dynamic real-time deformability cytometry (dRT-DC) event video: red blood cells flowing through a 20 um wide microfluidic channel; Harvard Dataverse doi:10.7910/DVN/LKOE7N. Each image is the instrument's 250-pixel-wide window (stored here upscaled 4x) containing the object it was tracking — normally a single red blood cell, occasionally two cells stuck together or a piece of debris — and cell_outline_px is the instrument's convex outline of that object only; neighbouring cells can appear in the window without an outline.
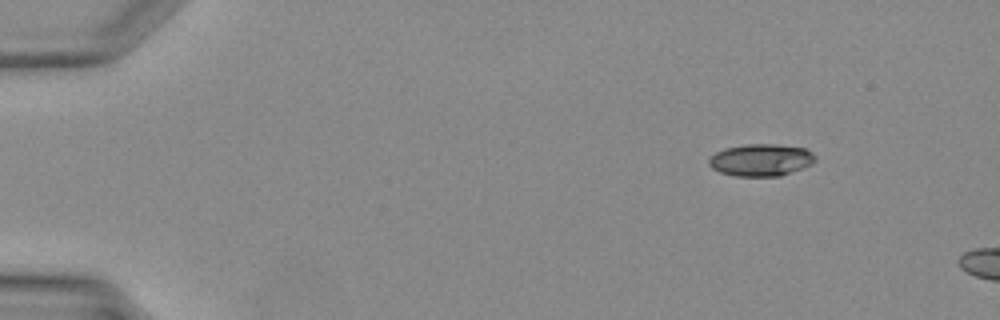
{"species": "Egyptian fruit bat (a non-hibernating species)", "species_latin": "Rousettus aegyptiacus", "temperature_condition": "warm", "stored_images_in_passage": 4, "camera_frame_rate_fps": 3000, "um_per_image_px": 0.085, "animal": {"sex": "female"}, "frame": {"image": 1, "passage_image": 1, "time_ms": 0.0, "image_size_px": [1000, 320], "cell_outline_px": [[816, 160], [812, 164], [780, 176], [736, 176], [720, 172], [712, 168], [708, 164], [708, 160], [716, 152], [724, 148], [744, 144], [776, 144], [804, 148], [812, 152], [816, 156]], "centroid_in_image_um": [64.68, 13.59], "position_along_channel_um": 20.3, "area_um2": 19.94}}